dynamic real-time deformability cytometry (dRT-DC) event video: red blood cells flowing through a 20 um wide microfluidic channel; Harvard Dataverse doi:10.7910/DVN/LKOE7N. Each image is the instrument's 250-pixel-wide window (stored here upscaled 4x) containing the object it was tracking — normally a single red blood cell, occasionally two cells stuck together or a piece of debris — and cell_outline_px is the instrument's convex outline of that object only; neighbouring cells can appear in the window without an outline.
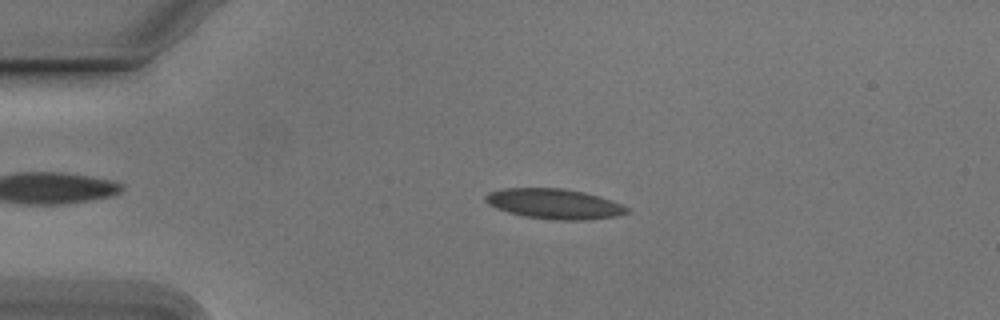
{"species": "Egyptian fruit bat (a non-hibernating species)", "species_latin": "Rousettus aegyptiacus", "temperature_condition": "cold", "stored_images_in_passage": 53, "camera_frame_rate_fps": 3000, "um_per_image_px": 0.085, "animal": {"sex": "male"}, "frame": {"image": 1, "passage_image": 11, "time_ms": 3.333, "image_size_px": [1000, 320], "cell_outline_px": [[628, 212], [616, 216], [588, 220], [556, 220], [524, 216], [508, 212], [496, 208], [488, 204], [484, 200], [484, 196], [488, 192], [504, 188], [564, 188], [584, 192], [600, 196], [620, 204], [628, 208]], "centroid_in_image_um": [47.08, 17.32], "position_along_channel_um": 37.9, "area_um2": 24.85}}
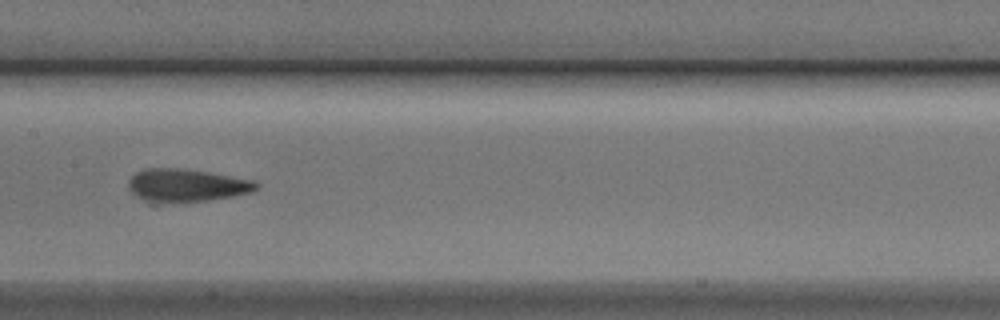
{"frame": {"image": 2, "passage_image": 26, "time_ms": 8.333, "image_size_px": [1000, 320], "cell_outline_px": [[260, 184], [252, 192], [232, 196], [208, 200], [152, 204], [148, 204], [140, 200], [128, 188], [128, 180], [136, 172], [144, 168], [176, 168], [208, 172], [252, 180]], "centroid_in_image_um": [15.76, 15.78], "position_along_channel_um": 191.6, "area_um2": 24.74}}
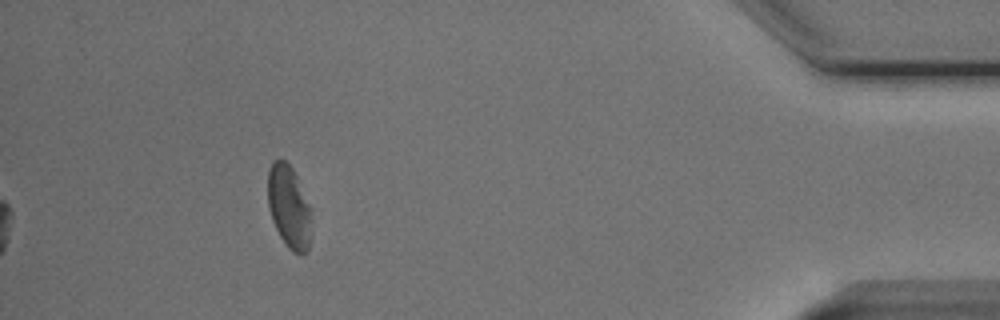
{"frame": {"image": 3, "passage_image": 48, "time_ms": 15.667, "image_size_px": [1000, 320], "cell_outline_px": [[312, 236], [308, 252], [300, 256], [292, 252], [284, 244], [272, 220], [268, 208], [268, 168], [272, 160], [284, 160], [292, 168], [312, 208]], "centroid_in_image_um": [24.6, 17.65], "position_along_channel_um": 410.6, "area_um2": 21.79}, "authors_computed_cell_mechanics": {"area_um2": 23.698, "velocity_mm_per_s": 3.7707, "shape_relaxation_time_tau1_ms": 4.3797, "shape_relaxation_time_tau2_ms": 2.1688, "deformation_change_tau1": 0.1232, "deformation_change_tau2": 0.0931}}